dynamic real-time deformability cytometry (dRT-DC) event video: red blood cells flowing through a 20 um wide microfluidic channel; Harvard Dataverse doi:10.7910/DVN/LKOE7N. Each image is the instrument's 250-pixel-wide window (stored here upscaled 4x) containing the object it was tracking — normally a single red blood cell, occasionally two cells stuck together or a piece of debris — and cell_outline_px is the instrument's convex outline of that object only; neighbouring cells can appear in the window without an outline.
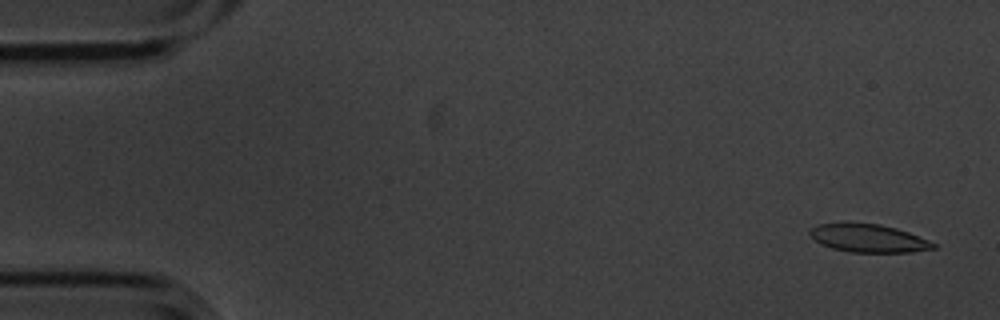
{"species": "common noctule bat (a hibernating species)", "species_latin": "Nyctalus noctula", "temperature_condition": "cold", "stored_images_in_passage": 6, "camera_frame_rate_fps": 3000, "um_per_image_px": 0.085, "animal": {"sex": "male", "body_mass_g": 20.1, "forearm_length_mm": 53.5}, "frame": {"image": 1, "passage_image": 1, "time_ms": 0.0, "image_size_px": [1000, 320], "cell_outline_px": [[936, 248], [912, 252], [848, 252], [832, 248], [820, 244], [808, 232], [812, 228], [820, 224], [880, 224], [896, 228], [908, 232], [928, 240], [936, 244]], "centroid_in_image_um": [73.85, 20.27], "position_along_channel_um": 11.2, "area_um2": 19.77}}
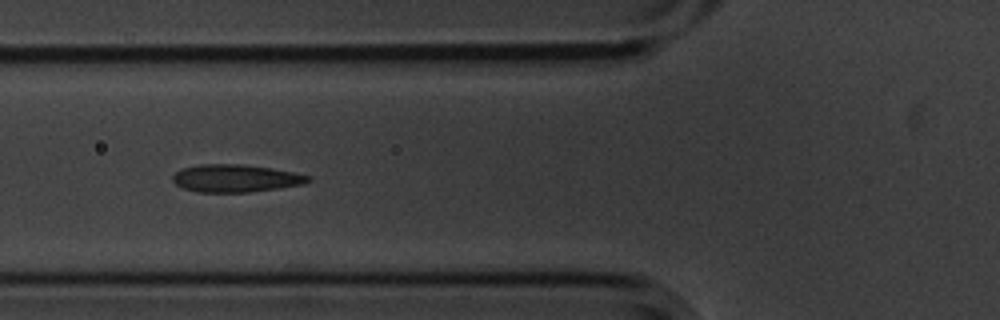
{"frame": {"image": 2, "passage_image": 6, "time_ms": 1.667, "image_size_px": [1000, 320], "cell_outline_px": [[312, 180], [304, 184], [248, 192], [196, 192], [184, 188], [176, 184], [172, 180], [172, 176], [180, 168], [200, 164], [244, 164], [272, 168], [312, 176]], "centroid_in_image_um": [20.02, 15.14], "position_along_channel_um": 105.8, "area_um2": 21.85}}